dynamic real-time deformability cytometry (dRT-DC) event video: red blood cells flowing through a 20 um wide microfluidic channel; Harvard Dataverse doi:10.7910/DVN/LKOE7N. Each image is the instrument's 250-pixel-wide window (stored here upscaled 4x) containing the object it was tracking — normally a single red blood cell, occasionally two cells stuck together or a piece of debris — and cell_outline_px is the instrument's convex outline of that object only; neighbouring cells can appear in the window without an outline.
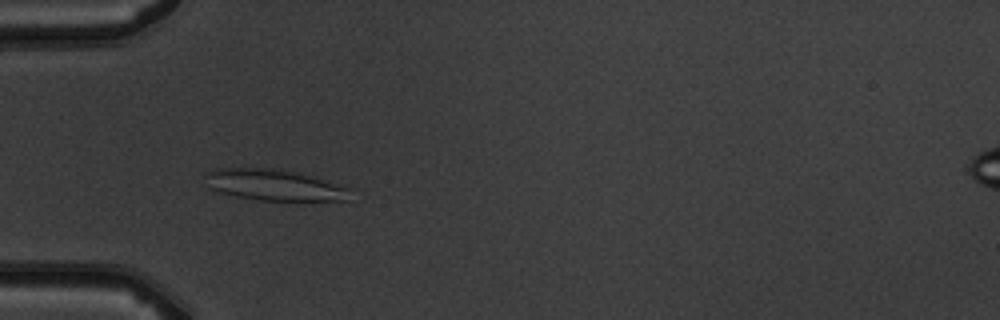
{"species": "common noctule bat (a hibernating species)", "species_latin": "Nyctalus noctula", "temperature_condition": "warm", "stored_images_in_passage": 5, "camera_frame_rate_fps": 3000, "um_per_image_px": 0.085, "animal": {"sex": "male", "body_mass_g": 19.5, "forearm_length_mm": 54.6}, "frame": {"image": 1, "passage_image": 5, "time_ms": 4.333, "image_size_px": [1000, 320], "cell_outline_px": [[356, 188], [348, 200], [260, 200], [236, 196], [216, 192], [208, 188], [204, 176], [204, 172], [212, 168], [280, 168], [304, 172], [344, 184]], "centroid_in_image_um": [23.39, 15.69], "position_along_channel_um": 61.6, "area_um2": 27.57}}